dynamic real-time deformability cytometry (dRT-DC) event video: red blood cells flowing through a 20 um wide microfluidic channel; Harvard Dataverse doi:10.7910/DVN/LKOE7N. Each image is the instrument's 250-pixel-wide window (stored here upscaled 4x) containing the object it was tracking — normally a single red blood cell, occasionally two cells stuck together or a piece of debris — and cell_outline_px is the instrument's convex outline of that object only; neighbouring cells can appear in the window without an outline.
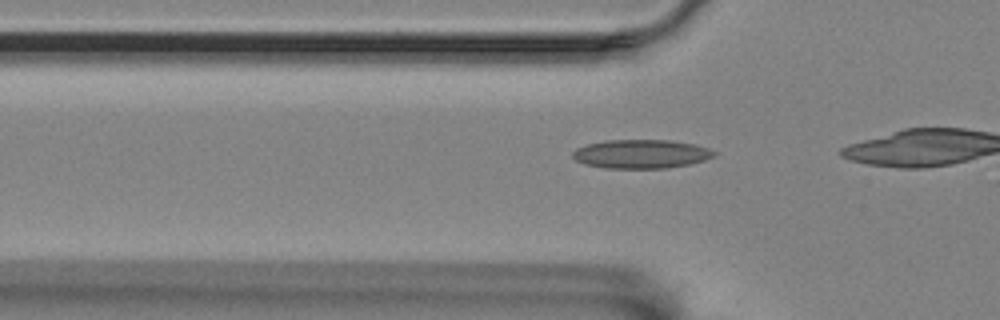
{"species": "Egyptian fruit bat (a non-hibernating species)", "species_latin": "Rousettus aegyptiacus", "temperature_condition": "room temperature", "stored_images_in_passage": 12, "camera_frame_rate_fps": 3000, "um_per_image_px": 0.085, "animal": {"sex": "female"}, "frame": {"image": 1, "passage_image": 6, "time_ms": 1.667, "image_size_px": [1000, 320], "cell_outline_px": [[716, 156], [704, 160], [688, 164], [664, 168], [604, 168], [584, 164], [576, 160], [572, 156], [572, 152], [576, 148], [588, 144], [604, 140], [672, 140], [696, 144], [708, 148], [716, 152]], "centroid_in_image_um": [54.49, 13.08], "position_along_channel_um": 71.3, "area_um2": 23.81}}
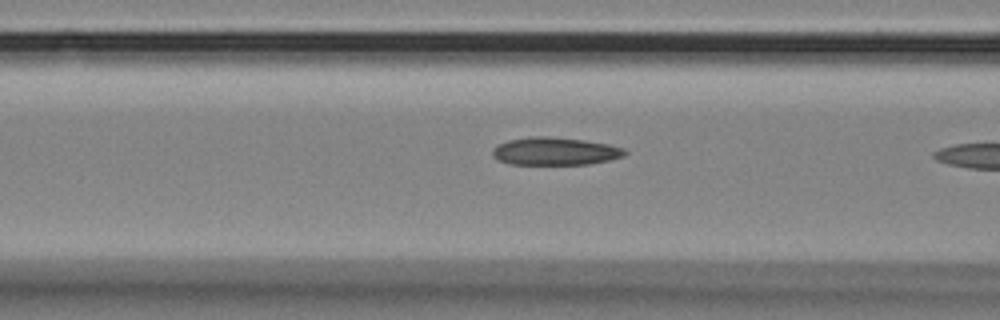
{"frame": {"image": 2, "passage_image": 10, "time_ms": 3.0, "image_size_px": [1000, 320], "cell_outline_px": [[628, 152], [624, 156], [608, 160], [588, 164], [512, 164], [500, 160], [492, 156], [492, 152], [496, 144], [508, 140], [528, 136], [548, 136], [584, 140], [608, 144], [624, 148]], "centroid_in_image_um": [47.17, 12.84], "position_along_channel_um": 119.4, "area_um2": 21.44}}